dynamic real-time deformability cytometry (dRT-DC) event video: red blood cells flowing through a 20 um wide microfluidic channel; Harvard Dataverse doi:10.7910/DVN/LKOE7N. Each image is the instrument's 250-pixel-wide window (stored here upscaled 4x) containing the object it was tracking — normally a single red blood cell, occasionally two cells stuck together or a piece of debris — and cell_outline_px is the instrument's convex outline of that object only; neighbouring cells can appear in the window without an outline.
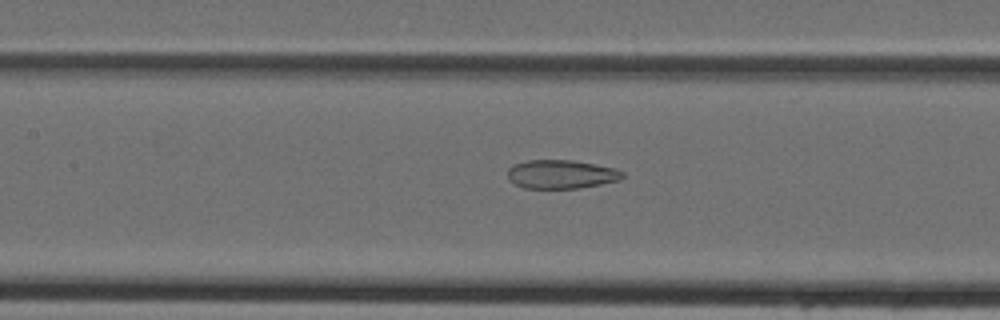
{"species": "Egyptian fruit bat (a non-hibernating species)", "species_latin": "Rousettus aegyptiacus", "temperature_condition": "cold", "stored_images_in_passage": 31, "camera_frame_rate_fps": 3000, "um_per_image_px": 0.085, "animal": {"sex": "female"}, "frame": {"image": 1, "passage_image": 7, "time_ms": 2.0, "image_size_px": [1000, 320], "cell_outline_px": [[624, 176], [620, 180], [580, 188], [524, 188], [508, 180], [508, 168], [512, 164], [528, 160], [572, 160], [596, 164], [616, 168], [624, 172]], "centroid_in_image_um": [47.7, 14.8], "position_along_channel_um": 159.7, "area_um2": 19.36}}
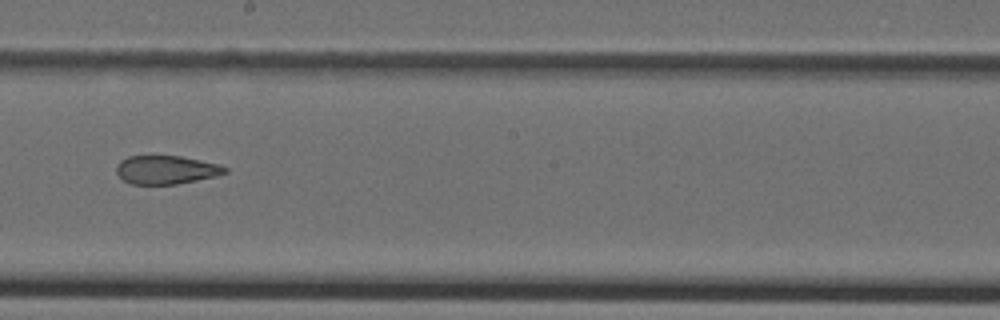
{"frame": {"image": 2, "passage_image": 12, "time_ms": 3.667, "image_size_px": [1000, 320], "cell_outline_px": [[228, 172], [216, 176], [176, 184], [132, 184], [124, 180], [116, 172], [116, 164], [120, 160], [128, 156], [180, 156], [220, 164], [228, 168]], "centroid_in_image_um": [14.13, 14.43], "position_along_channel_um": 234.1, "area_um2": 18.03}}
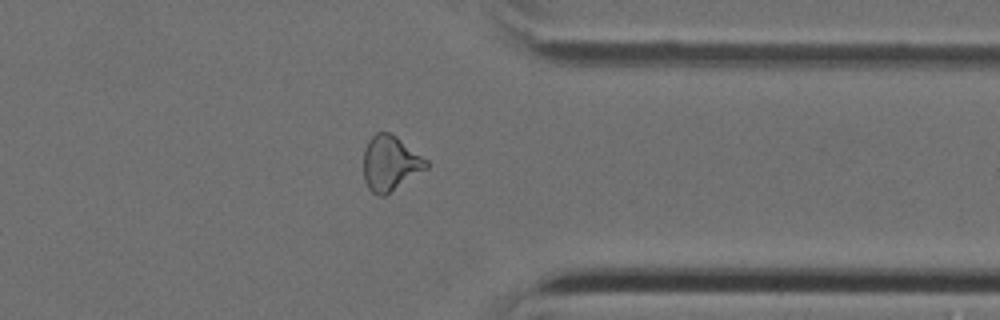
{"frame": {"image": 3, "passage_image": 22, "time_ms": 7.0, "image_size_px": [1000, 320], "cell_outline_px": [[428, 168], [384, 196], [376, 196], [368, 188], [364, 180], [364, 148], [368, 140], [376, 132], [388, 132], [396, 136], [428, 160]], "centroid_in_image_um": [33.16, 13.88], "position_along_channel_um": 378.2, "area_um2": 20.17}}